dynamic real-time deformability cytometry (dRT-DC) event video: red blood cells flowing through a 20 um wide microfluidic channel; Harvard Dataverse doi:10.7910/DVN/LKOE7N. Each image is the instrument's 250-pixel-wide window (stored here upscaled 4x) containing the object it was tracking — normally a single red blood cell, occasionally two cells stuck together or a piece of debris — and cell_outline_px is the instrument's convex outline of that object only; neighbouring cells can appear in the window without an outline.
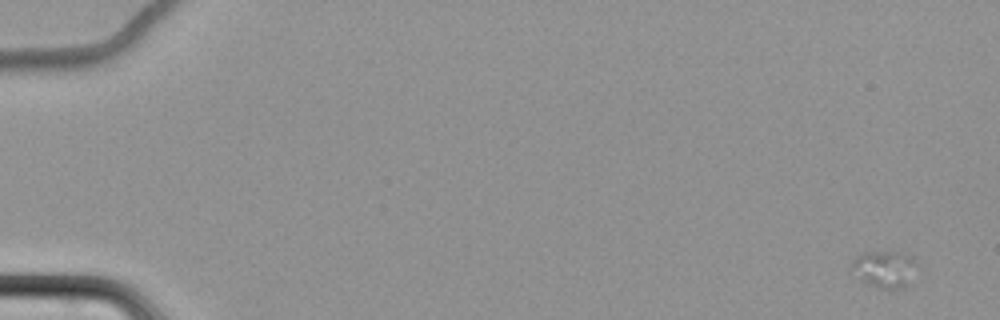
{"species": "common noctule bat (a hibernating species)", "species_latin": "Nyctalus noctula", "temperature_condition": "cold", "stored_images_in_passage": 26, "camera_frame_rate_fps": 3000, "um_per_image_px": 0.085, "animal": {"sex": "female", "body_mass_g": 22.7, "forearm_length_mm": 54.2}, "frame": {"image": 1, "passage_image": 1, "time_ms": 0.0, "image_size_px": [1000, 320], "cell_outline_px": [[916, 264], [908, 284], [904, 288], [880, 288], [868, 284], [860, 280], [852, 268], [852, 260], [856, 256], [864, 252], [900, 252], [912, 256], [916, 260]], "centroid_in_image_um": [75.18, 22.85], "position_along_channel_um": 9.8, "area_um2": 13.81}}
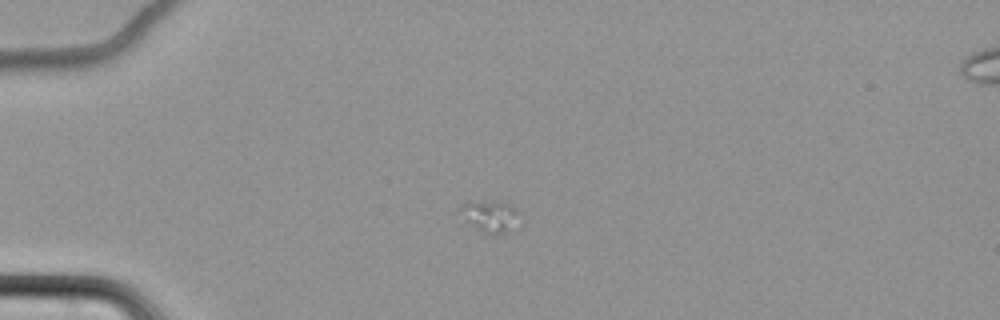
{"frame": {"image": 2, "passage_image": 19, "time_ms": 6.0, "image_size_px": [1000, 320], "cell_outline_px": [[524, 224], [516, 232], [484, 232], [468, 220], [456, 208], [460, 204], [468, 200], [512, 204], [520, 212]], "centroid_in_image_um": [41.83, 18.36], "position_along_channel_um": 43.2, "area_um2": 11.33}}